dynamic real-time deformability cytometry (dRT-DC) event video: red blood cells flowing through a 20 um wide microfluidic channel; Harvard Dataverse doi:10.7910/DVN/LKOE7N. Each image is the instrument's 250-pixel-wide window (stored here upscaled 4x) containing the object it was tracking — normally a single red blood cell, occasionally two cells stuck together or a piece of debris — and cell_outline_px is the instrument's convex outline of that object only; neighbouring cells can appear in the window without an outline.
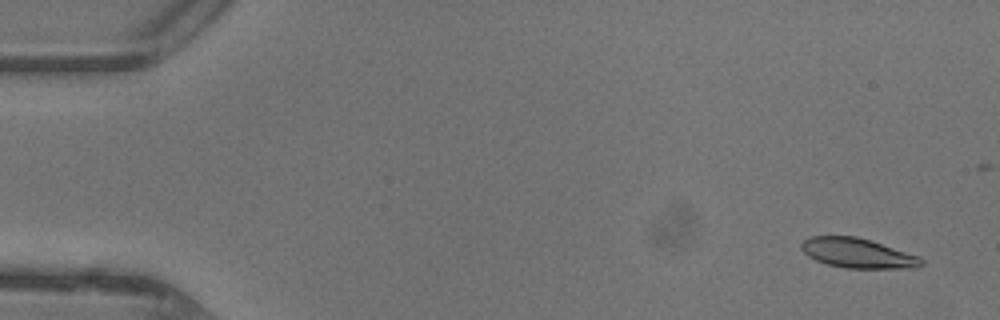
{"species": "common noctule bat (a hibernating species)", "species_latin": "Nyctalus noctula", "temperature_condition": "warm", "stored_images_in_passage": 14, "camera_frame_rate_fps": 3000, "um_per_image_px": 0.085, "animal": {"sex": "female"}, "frame": {"image": 1, "passage_image": 3, "time_ms": 0.667, "image_size_px": [1000, 320], "cell_outline_px": [[924, 264], [916, 268], [844, 268], [828, 264], [816, 260], [808, 256], [800, 248], [800, 244], [808, 236], [856, 236], [920, 256], [924, 260]], "centroid_in_image_um": [72.9, 21.52], "position_along_channel_um": 12.1, "area_um2": 20.81}}
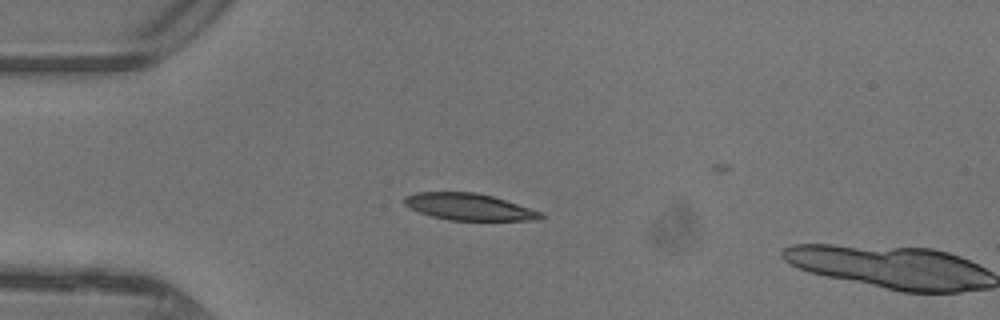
{"frame": {"image": 2, "passage_image": 13, "time_ms": 4.0, "image_size_px": [1000, 320], "cell_outline_px": [[544, 216], [536, 220], [448, 220], [432, 216], [420, 212], [404, 204], [404, 196], [416, 192], [476, 192], [492, 196], [540, 212]], "centroid_in_image_um": [39.81, 17.57], "position_along_channel_um": 45.2, "area_um2": 20.87}}